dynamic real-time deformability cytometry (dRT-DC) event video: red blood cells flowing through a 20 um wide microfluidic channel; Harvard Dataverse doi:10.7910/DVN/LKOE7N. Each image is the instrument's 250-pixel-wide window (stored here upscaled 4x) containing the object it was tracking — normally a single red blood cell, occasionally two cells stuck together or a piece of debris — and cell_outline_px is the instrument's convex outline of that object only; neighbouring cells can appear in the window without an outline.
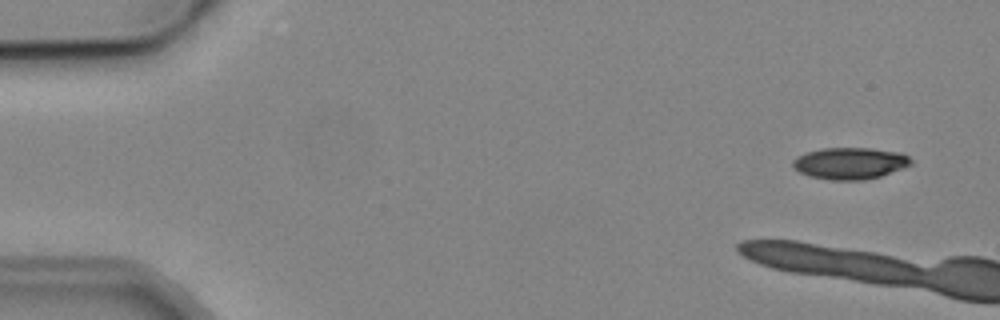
{"species": "common noctule bat (a hibernating species)", "species_latin": "Nyctalus noctula", "temperature_condition": "cold", "stored_images_in_passage": 7, "camera_frame_rate_fps": 3000, "um_per_image_px": 0.085, "animal": {"sex": "male", "body_mass_g": 19.2, "forearm_length_mm": 51.8}, "frame": {"image": 1, "passage_image": 2, "time_ms": 1.0, "image_size_px": [1000, 320], "cell_outline_px": [[912, 164], [904, 168], [880, 176], [864, 180], [832, 180], [812, 176], [800, 172], [792, 164], [792, 160], [808, 152], [824, 148], [872, 148], [900, 152], [908, 156], [912, 160]], "centroid_in_image_um": [72.31, 13.87], "position_along_channel_um": 12.7, "area_um2": 21.62}}
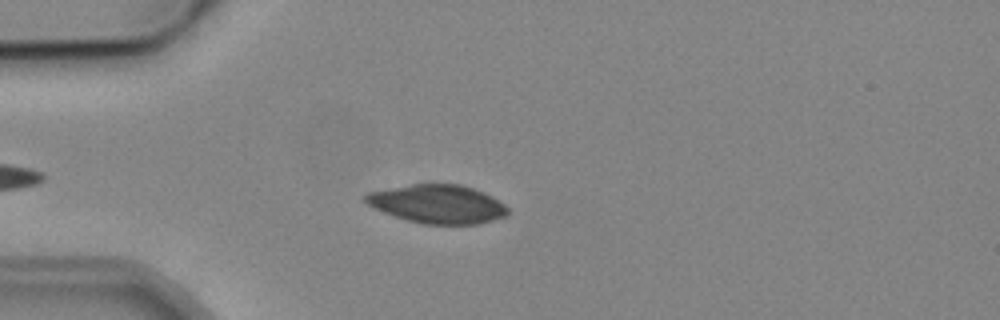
{"frame": {"image": 2, "passage_image": 6, "time_ms": 6.667, "image_size_px": [1000, 320], "cell_outline_px": [[508, 216], [480, 224], [424, 224], [408, 220], [384, 212], [368, 204], [364, 200], [364, 196], [368, 192], [412, 184], [460, 184], [484, 192], [492, 196], [504, 204], [508, 208]], "centroid_in_image_um": [37.24, 17.34], "position_along_channel_um": 47.8, "area_um2": 31.85}}